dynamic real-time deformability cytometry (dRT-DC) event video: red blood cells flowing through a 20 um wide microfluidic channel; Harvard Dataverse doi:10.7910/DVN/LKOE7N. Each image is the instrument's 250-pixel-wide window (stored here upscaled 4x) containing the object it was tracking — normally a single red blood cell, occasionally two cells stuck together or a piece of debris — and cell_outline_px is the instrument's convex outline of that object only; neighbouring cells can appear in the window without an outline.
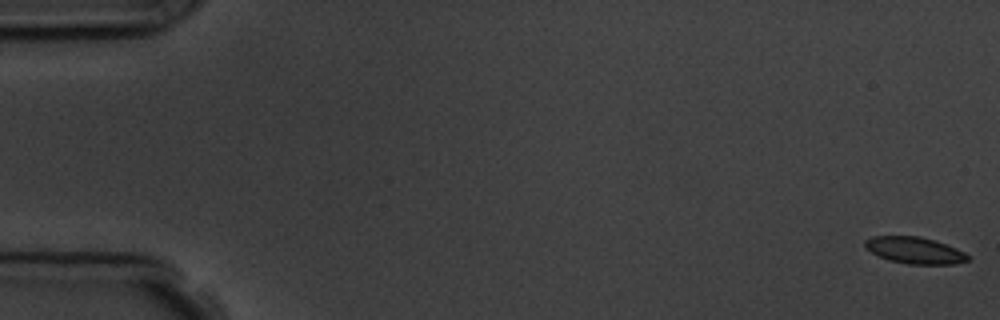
{"species": "common noctule bat (a hibernating species)", "species_latin": "Nyctalus noctula", "temperature_condition": "room temperature", "stored_images_in_passage": 6, "camera_frame_rate_fps": 3000, "um_per_image_px": 0.085, "animal": {"sex": "male", "body_mass_g": 19.5, "forearm_length_mm": 54.6}, "frame": {"image": 1, "passage_image": 1, "time_ms": 0.0, "image_size_px": [1000, 320], "cell_outline_px": [[972, 256], [968, 260], [956, 264], [908, 264], [888, 260], [872, 252], [864, 244], [864, 240], [872, 236], [920, 236], [936, 240], [956, 248]], "centroid_in_image_um": [77.79, 21.27], "position_along_channel_um": 7.2, "area_um2": 16.01}}
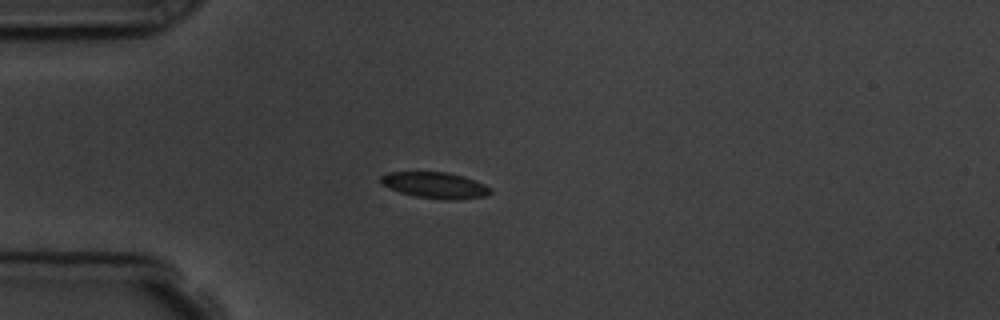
{"frame": {"image": 2, "passage_image": 5, "time_ms": 4.667, "image_size_px": [1000, 320], "cell_outline_px": [[492, 192], [484, 196], [460, 200], [444, 200], [416, 196], [400, 192], [380, 184], [380, 176], [388, 172], [448, 172], [464, 176], [484, 184], [492, 188]], "centroid_in_image_um": [36.99, 15.74], "position_along_channel_um": 48.0, "area_um2": 16.82}}